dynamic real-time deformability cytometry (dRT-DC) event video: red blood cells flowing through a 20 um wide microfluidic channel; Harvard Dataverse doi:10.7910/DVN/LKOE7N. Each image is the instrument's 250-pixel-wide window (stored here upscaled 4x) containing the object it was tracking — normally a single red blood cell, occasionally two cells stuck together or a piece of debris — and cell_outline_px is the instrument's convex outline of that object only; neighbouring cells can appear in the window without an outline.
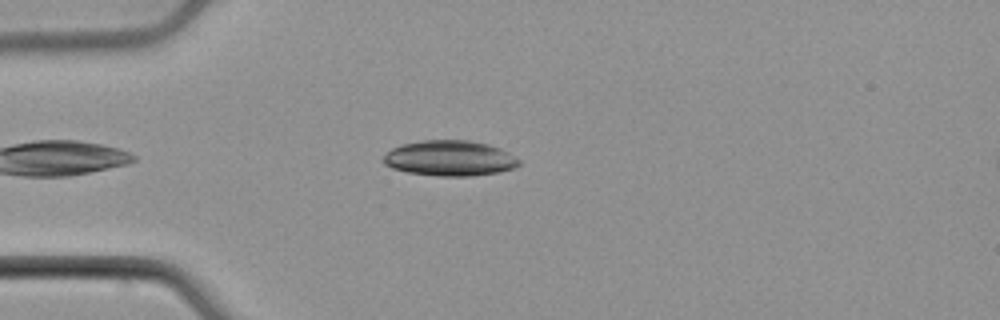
{"species": "common noctule bat (a hibernating species)", "species_latin": "Nyctalus noctula", "temperature_condition": "cold", "stored_images_in_passage": 45, "camera_frame_rate_fps": 3000, "um_per_image_px": 0.085, "animal": {"sex": "male", "body_mass_g": 21.5, "forearm_length_mm": 52.0}, "frame": {"image": 1, "passage_image": 5, "time_ms": 1.333, "image_size_px": [1000, 320], "cell_outline_px": [[520, 164], [516, 168], [496, 172], [472, 176], [440, 176], [408, 172], [392, 168], [384, 164], [380, 160], [392, 148], [404, 144], [424, 140], [468, 140], [488, 144], [500, 148], [508, 152], [520, 160]], "centroid_in_image_um": [38.24, 13.45], "position_along_channel_um": 46.8, "area_um2": 27.98}}
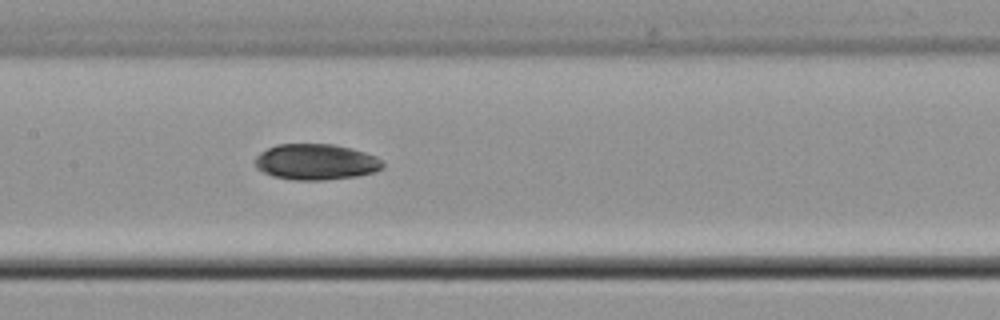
{"frame": {"image": 2, "passage_image": 17, "time_ms": 5.333, "image_size_px": [1000, 320], "cell_outline_px": [[384, 168], [372, 172], [356, 176], [324, 180], [292, 180], [272, 176], [256, 168], [256, 156], [260, 152], [276, 144], [332, 144], [352, 148], [376, 156], [384, 164]], "centroid_in_image_um": [26.84, 13.76], "position_along_channel_um": 180.6, "area_um2": 26.7}}
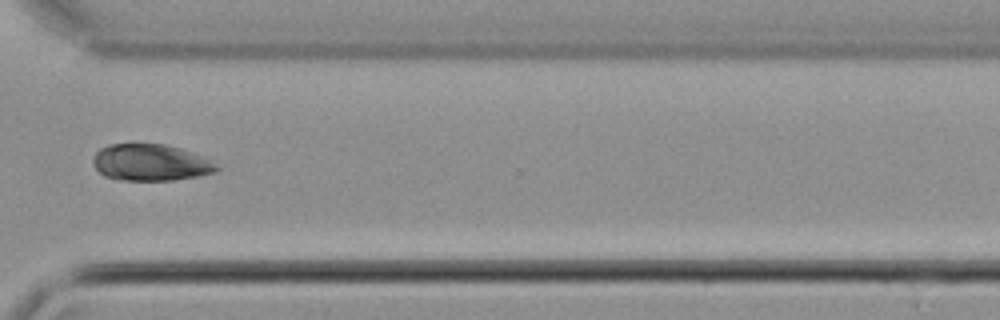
{"frame": {"image": 3, "passage_image": 31, "time_ms": 10.0, "image_size_px": [1000, 320], "cell_outline_px": [[224, 164], [216, 172], [196, 176], [172, 180], [120, 180], [104, 176], [92, 164], [92, 160], [96, 152], [100, 148], [108, 144], [132, 140], [136, 140], [164, 144], [180, 148]], "centroid_in_image_um": [12.8, 13.76], "position_along_channel_um": 357.8, "area_um2": 27.51}, "authors_computed_cell_mechanics": {"area_um2": 26.7614, "velocity_mm_per_s": 3.7832, "shape_relaxation_time_tau1_ms": 3.7392, "shape_relaxation_time_tau2_ms": null, "deformation_change_tau1": 0.0497, "deformation_change_tau2": null}}